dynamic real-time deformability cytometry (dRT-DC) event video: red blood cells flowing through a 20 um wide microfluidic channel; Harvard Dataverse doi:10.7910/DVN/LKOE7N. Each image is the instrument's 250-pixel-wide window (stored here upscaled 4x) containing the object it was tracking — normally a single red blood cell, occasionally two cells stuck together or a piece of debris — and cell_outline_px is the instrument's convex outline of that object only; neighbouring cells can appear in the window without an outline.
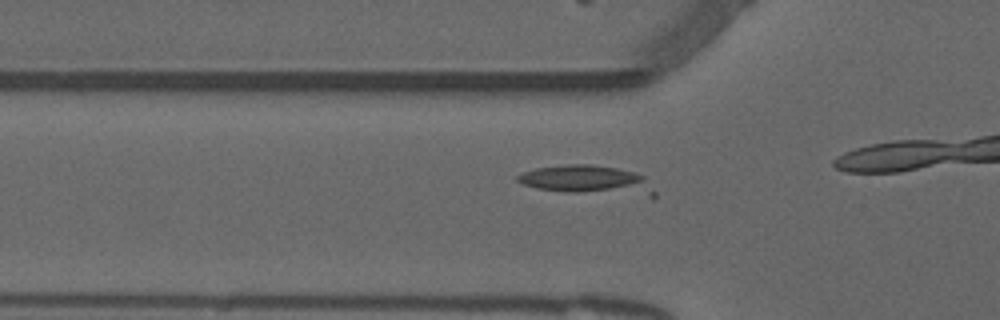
{"species": "common noctule bat (a hibernating species)", "species_latin": "Nyctalus noctula", "temperature_condition": "warm", "stored_images_in_passage": 8, "camera_frame_rate_fps": 3000, "um_per_image_px": 0.085, "animal": {"sex": "male", "forearm_length_mm": 52.5}, "frame": {"image": 1, "passage_image": 2, "time_ms": 0.333, "image_size_px": [1000, 320], "cell_outline_px": [[656, 196], [652, 200], [564, 192], [536, 188], [524, 184], [516, 180], [516, 176], [524, 172], [536, 168], [568, 164], [588, 164], [616, 168], [636, 172], [644, 176], [656, 192]], "centroid_in_image_um": [50.11, 15.38], "position_along_channel_um": 75.7, "area_um2": 24.39}}
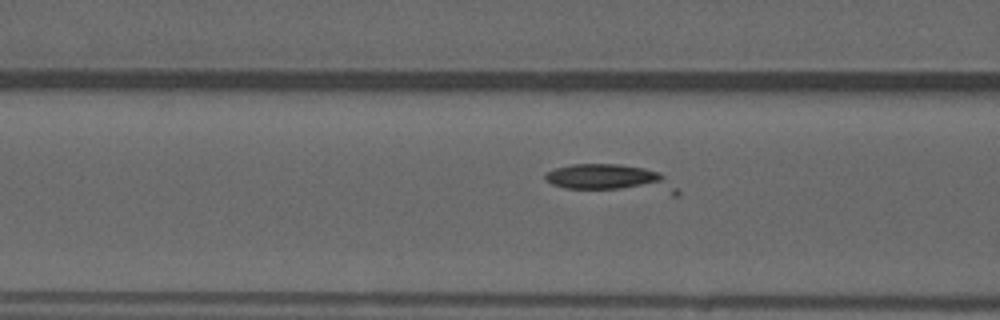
{"frame": {"image": 2, "passage_image": 5, "time_ms": 1.333, "image_size_px": [1000, 320], "cell_outline_px": [[680, 192], [676, 196], [672, 196], [564, 188], [552, 184], [544, 180], [544, 172], [556, 168], [572, 164], [620, 164], [644, 168], [660, 172]], "centroid_in_image_um": [51.96, 15.23], "position_along_channel_um": 114.6, "area_um2": 22.2}}